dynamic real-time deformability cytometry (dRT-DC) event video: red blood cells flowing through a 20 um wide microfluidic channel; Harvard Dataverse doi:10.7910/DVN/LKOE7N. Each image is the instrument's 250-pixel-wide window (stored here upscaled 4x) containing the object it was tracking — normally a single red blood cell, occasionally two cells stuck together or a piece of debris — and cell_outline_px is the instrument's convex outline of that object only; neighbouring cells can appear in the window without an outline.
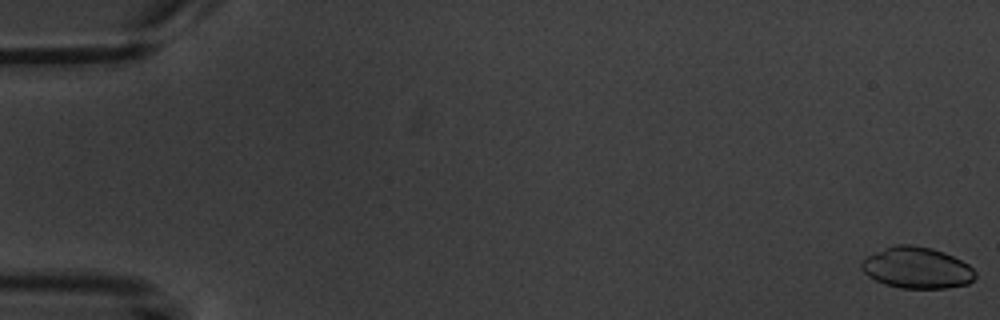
{"species": "common noctule bat (a hibernating species)", "species_latin": "Nyctalus noctula", "temperature_condition": "warm", "stored_images_in_passage": 6, "camera_frame_rate_fps": 3000, "um_per_image_px": 0.085, "animal": {"sex": "male", "body_mass_g": 20.1, "forearm_length_mm": 53.5}, "frame": {"image": 1, "passage_image": 1, "time_ms": 0.0, "image_size_px": [1000, 320], "cell_outline_px": [[976, 276], [968, 284], [948, 288], [900, 288], [884, 284], [868, 276], [864, 272], [860, 264], [864, 256], [884, 248], [896, 244], [912, 244], [932, 248], [944, 252], [968, 264], [976, 272]], "centroid_in_image_um": [77.91, 22.76], "position_along_channel_um": 7.1, "area_um2": 27.57}}